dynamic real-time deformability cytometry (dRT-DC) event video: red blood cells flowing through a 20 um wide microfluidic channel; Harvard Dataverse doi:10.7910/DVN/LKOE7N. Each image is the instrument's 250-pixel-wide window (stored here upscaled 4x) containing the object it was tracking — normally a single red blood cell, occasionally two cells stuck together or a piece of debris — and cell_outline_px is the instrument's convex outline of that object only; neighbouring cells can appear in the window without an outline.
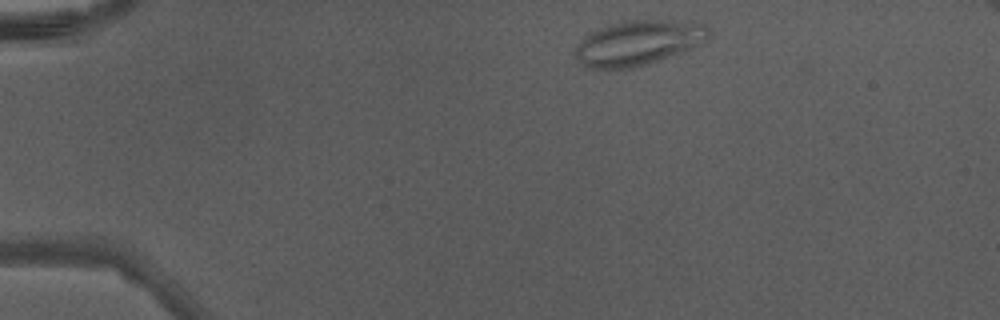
{"species": "Egyptian fruit bat (a non-hibernating species)", "species_latin": "Rousettus aegyptiacus", "temperature_condition": "warm", "stored_images_in_passage": 39, "camera_frame_rate_fps": 3000, "um_per_image_px": 0.085, "animal": {"sex": "male"}, "frame": {"image": 1, "passage_image": 1, "time_ms": 0.0, "image_size_px": [1000, 320], "cell_outline_px": [[708, 36], [704, 40], [692, 48], [660, 60], [648, 64], [632, 68], [588, 68], [576, 56], [576, 48], [584, 36], [604, 24], [624, 20], [664, 20], [704, 24], [708, 28]], "centroid_in_image_um": [54.22, 3.63], "position_along_channel_um": 30.8, "area_um2": 34.56}}